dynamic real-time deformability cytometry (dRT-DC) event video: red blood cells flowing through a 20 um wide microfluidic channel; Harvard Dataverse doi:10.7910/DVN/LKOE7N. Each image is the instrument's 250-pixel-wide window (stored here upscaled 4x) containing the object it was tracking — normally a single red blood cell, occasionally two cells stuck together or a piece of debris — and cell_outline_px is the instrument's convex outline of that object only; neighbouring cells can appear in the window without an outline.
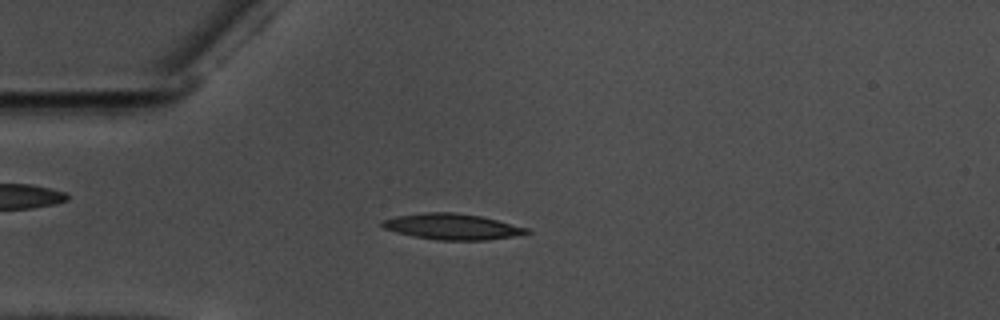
{"species": "common noctule bat (a hibernating species)", "species_latin": "Nyctalus noctula", "temperature_condition": "warm", "stored_images_in_passage": 49, "camera_frame_rate_fps": 3000, "um_per_image_px": 0.085, "animal": {"sex": "male", "body_mass_g": 17.5, "forearm_length_mm": 52.3}, "frame": {"image": 1, "passage_image": 7, "time_ms": 2.0, "image_size_px": [1000, 320], "cell_outline_px": [[532, 232], [512, 236], [484, 240], [436, 240], [396, 232], [384, 228], [380, 224], [380, 220], [396, 216], [424, 212], [456, 212], [480, 216], [528, 228]], "centroid_in_image_um": [38.39, 19.25], "position_along_channel_um": 46.6, "area_um2": 21.62}}
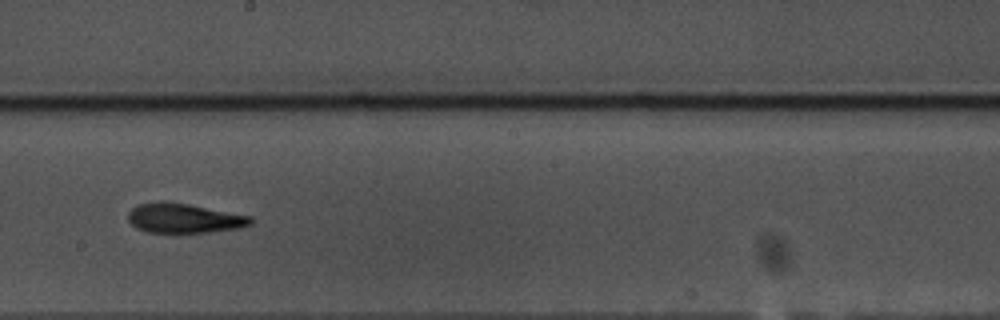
{"frame": {"image": 2, "passage_image": 24, "time_ms": 7.667, "image_size_px": [1000, 320], "cell_outline_px": [[252, 224], [240, 228], [208, 232], [148, 232], [136, 228], [128, 220], [128, 212], [136, 204], [160, 200], [168, 200], [252, 216]], "centroid_in_image_um": [15.62, 18.52], "position_along_channel_um": 232.6, "area_um2": 21.39}}
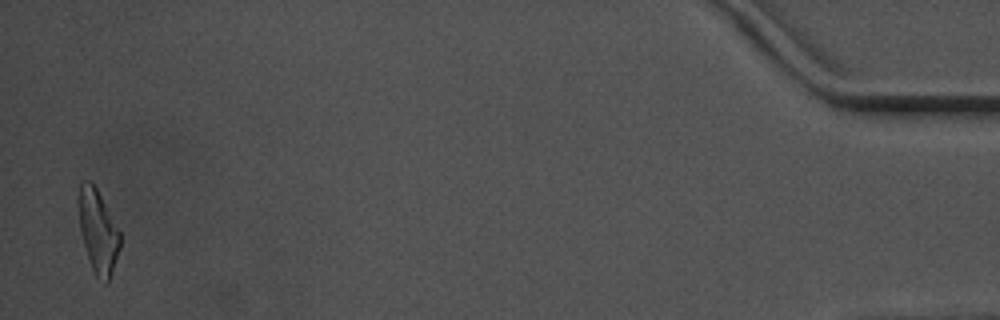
{"frame": {"image": 3, "passage_image": 48, "time_ms": 15.667, "image_size_px": [1000, 320], "cell_outline_px": [[120, 248], [108, 284], [104, 284], [96, 276], [92, 268], [84, 244], [80, 228], [76, 204], [76, 196], [80, 180], [88, 180], [96, 188], [120, 232]], "centroid_in_image_um": [8.29, 19.63], "position_along_channel_um": 426.9, "area_um2": 20.29}, "authors_computed_cell_mechanics": {"area_um2": 20.9236, "velocity_mm_per_s": 3.5749, "shape_relaxation_time_tau1_ms": 5.5572, "shape_relaxation_time_tau2_ms": 6.0074, "deformation_change_tau1": 0.1777, "deformation_change_tau2": 0.1745}}